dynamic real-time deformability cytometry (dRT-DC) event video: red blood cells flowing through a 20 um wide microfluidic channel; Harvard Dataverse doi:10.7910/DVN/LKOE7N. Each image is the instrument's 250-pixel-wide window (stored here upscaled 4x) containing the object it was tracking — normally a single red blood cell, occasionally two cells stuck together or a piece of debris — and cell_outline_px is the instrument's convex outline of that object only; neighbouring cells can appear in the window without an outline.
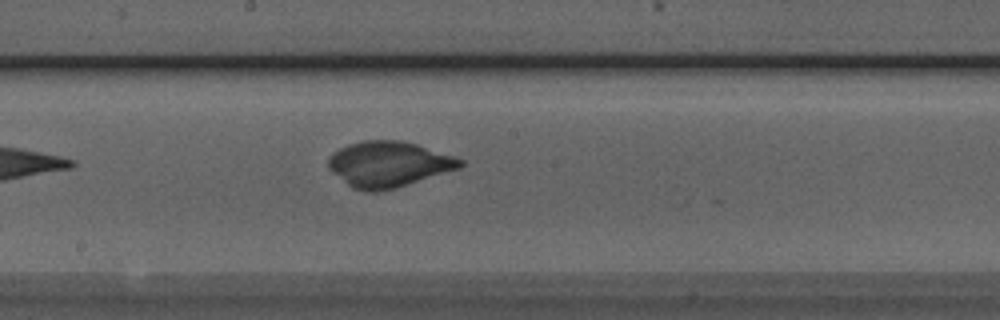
{"species": "Egyptian fruit bat (a non-hibernating species)", "species_latin": "Rousettus aegyptiacus", "temperature_condition": "room temperature", "stored_images_in_passage": 8, "camera_frame_rate_fps": 3000, "um_per_image_px": 0.085, "animal": {"sex": "male"}, "frame": {"image": 1, "passage_image": 8, "time_ms": 2.333, "image_size_px": [1000, 320], "cell_outline_px": [[464, 164], [460, 168], [396, 188], [380, 192], [364, 192], [352, 188], [332, 172], [328, 168], [328, 156], [332, 152], [348, 144], [364, 140], [400, 140], [416, 144], [464, 160]], "centroid_in_image_um": [32.99, 13.97], "position_along_channel_um": 215.2, "area_um2": 35.14}}